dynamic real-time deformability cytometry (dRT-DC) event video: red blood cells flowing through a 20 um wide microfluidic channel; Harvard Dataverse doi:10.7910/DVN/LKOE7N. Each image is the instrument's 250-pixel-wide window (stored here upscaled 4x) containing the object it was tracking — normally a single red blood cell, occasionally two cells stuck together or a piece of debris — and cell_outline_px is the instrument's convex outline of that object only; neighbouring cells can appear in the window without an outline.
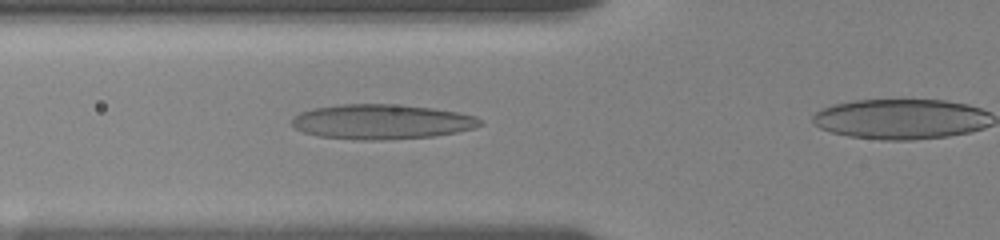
{"species": "human", "species_latin": "Homo sapiens", "temperature_condition": "room temperature", "stored_images_in_passage": 35, "camera_frame_rate_fps": 3000, "um_per_image_px": 0.085, "donor": {"sex": "female"}, "frame": {"image": 1, "passage_image": 7, "time_ms": 2.0, "image_size_px": [1000, 240], "cell_outline_px": [[484, 124], [472, 128], [456, 132], [432, 136], [380, 140], [360, 140], [320, 136], [304, 132], [296, 128], [292, 124], [292, 120], [300, 112], [316, 108], [344, 104], [388, 104], [432, 108], [456, 112], [476, 116]], "centroid_in_image_um": [32.45, 10.35], "position_along_channel_um": 93.4, "area_um2": 37.69}}
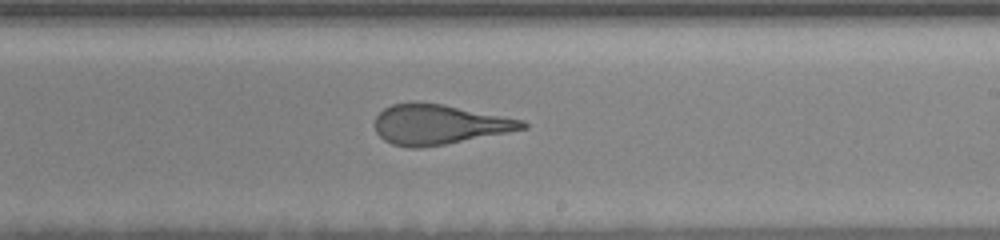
{"frame": {"image": 2, "passage_image": 20, "time_ms": 6.333, "image_size_px": [1000, 240], "cell_outline_px": [[528, 128], [508, 132], [444, 144], [420, 148], [408, 148], [392, 144], [384, 140], [376, 132], [376, 116], [384, 108], [392, 104], [416, 100], [444, 104], [524, 120], [528, 124]], "centroid_in_image_um": [37.3, 10.56], "position_along_channel_um": 251.7, "area_um2": 34.51}}
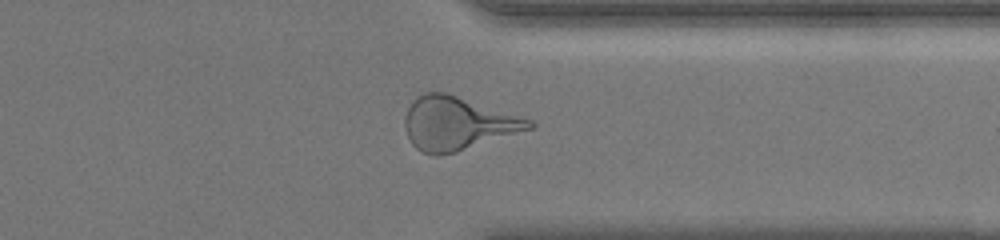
{"frame": {"image": 3, "passage_image": 30, "time_ms": 9.667, "image_size_px": [1000, 240], "cell_outline_px": [[536, 124], [532, 128], [456, 152], [440, 156], [432, 156], [420, 152], [412, 144], [408, 136], [404, 124], [404, 120], [408, 108], [416, 96], [424, 92], [448, 92], [532, 120]], "centroid_in_image_um": [38.85, 10.49], "position_along_channel_um": 372.6, "area_um2": 38.61}, "authors_computed_cell_mechanics": {"area_um2": 35.1424, "velocity_mm_per_s": 3.6414, "shape_relaxation_time_tau1_ms": 7.9656, "shape_relaxation_time_tau2_ms": 1.364, "deformation_change_tau1": 0.2593, "deformation_change_tau2": 0.1222}}